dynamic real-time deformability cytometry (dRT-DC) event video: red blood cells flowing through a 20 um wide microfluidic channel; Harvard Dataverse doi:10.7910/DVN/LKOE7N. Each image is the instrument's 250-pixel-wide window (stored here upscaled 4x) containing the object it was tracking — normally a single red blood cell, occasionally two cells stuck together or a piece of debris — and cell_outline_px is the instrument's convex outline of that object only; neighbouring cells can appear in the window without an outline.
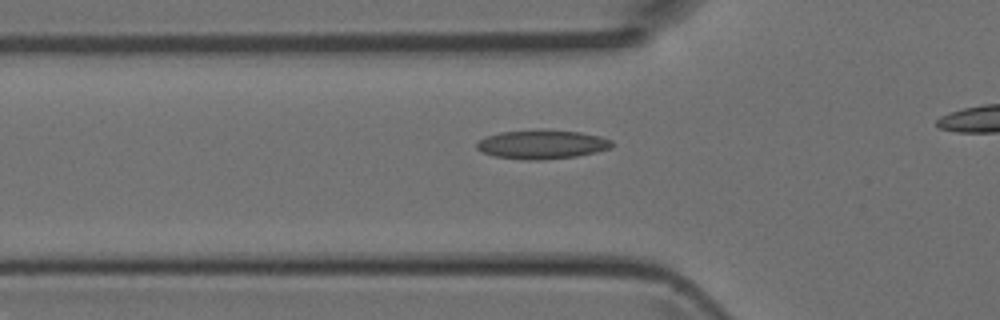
{"species": "Egyptian fruit bat (a non-hibernating species)", "species_latin": "Rousettus aegyptiacus", "temperature_condition": "room temperature", "stored_images_in_passage": 32, "camera_frame_rate_fps": 3000, "um_per_image_px": 0.085, "animal": {"sex": "female"}, "frame": {"image": 1, "passage_image": 9, "time_ms": 2.667, "image_size_px": [1000, 320], "cell_outline_px": [[612, 148], [596, 152], [576, 156], [540, 160], [528, 160], [492, 156], [476, 148], [476, 144], [480, 140], [488, 136], [500, 132], [540, 128], [580, 132], [600, 136], [612, 140]], "centroid_in_image_um": [46.08, 12.26], "position_along_channel_um": 79.7, "area_um2": 23.06}}
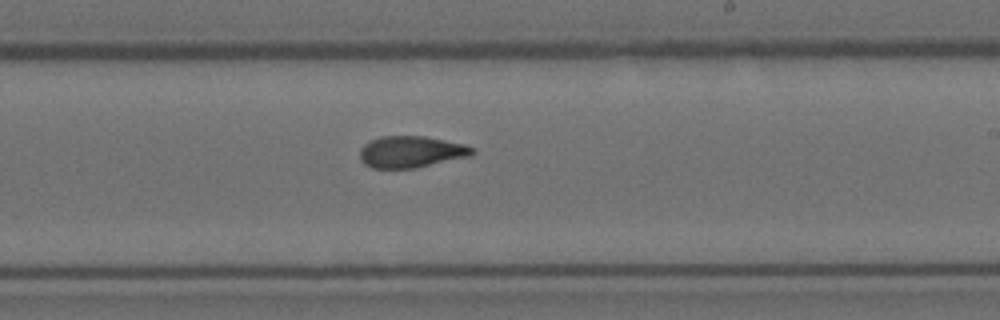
{"frame": {"image": 2, "passage_image": 21, "time_ms": 6.667, "image_size_px": [1000, 320], "cell_outline_px": [[476, 152], [472, 156], [416, 168], [372, 168], [364, 164], [360, 160], [360, 148], [364, 144], [380, 136], [424, 136], [464, 144], [476, 148]], "centroid_in_image_um": [34.97, 12.91], "position_along_channel_um": 254.0, "area_um2": 20.92}}
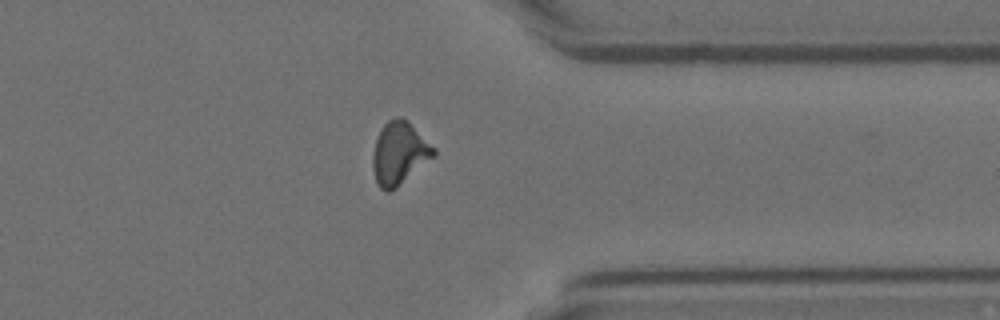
{"frame": {"image": 3, "passage_image": 30, "time_ms": 9.667, "image_size_px": [1000, 320], "cell_outline_px": [[436, 156], [396, 188], [388, 192], [380, 188], [376, 180], [372, 168], [372, 152], [376, 140], [384, 124], [388, 120], [396, 116], [400, 116], [408, 120], [436, 148]], "centroid_in_image_um": [33.96, 13.01], "position_along_channel_um": 377.4, "area_um2": 22.54}}